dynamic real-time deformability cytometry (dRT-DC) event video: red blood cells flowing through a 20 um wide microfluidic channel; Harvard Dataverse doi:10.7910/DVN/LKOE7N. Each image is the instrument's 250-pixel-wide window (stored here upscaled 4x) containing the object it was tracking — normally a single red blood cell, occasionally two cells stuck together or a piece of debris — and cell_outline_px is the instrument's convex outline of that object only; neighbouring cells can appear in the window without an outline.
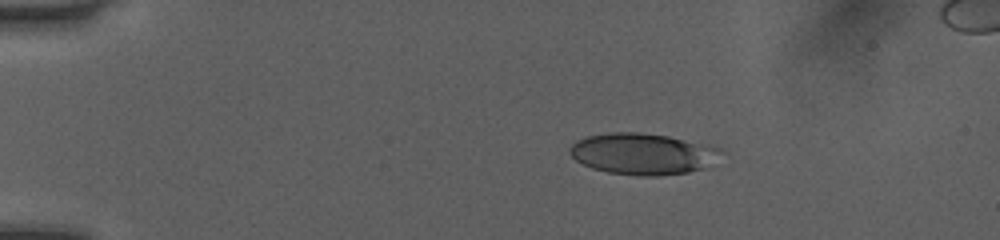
{"species": "human", "species_latin": "Homo sapiens", "temperature_condition": "room temperature", "stored_images_in_passage": 38, "camera_frame_rate_fps": 3000, "um_per_image_px": 0.085, "donor": {"sex": "female"}, "frame": {"image": 1, "passage_image": 1, "time_ms": 0.0, "image_size_px": [1000, 240], "cell_outline_px": [[728, 152], [700, 168], [688, 172], [660, 176], [640, 176], [608, 172], [592, 168], [576, 160], [568, 152], [568, 148], [576, 140], [588, 136], [608, 132], [640, 132], [668, 136], [724, 148]], "centroid_in_image_um": [54.64, 13.06], "position_along_channel_um": 30.4, "area_um2": 36.53}}
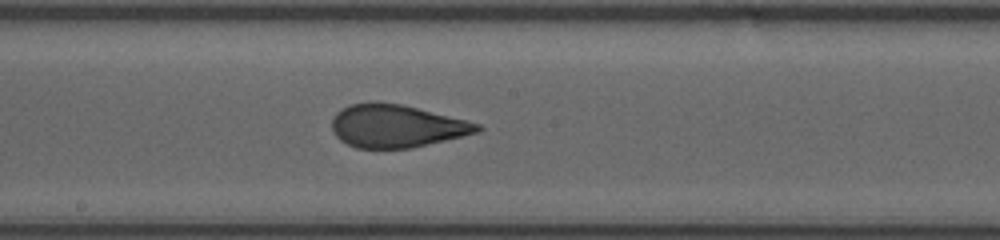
{"frame": {"image": 2, "passage_image": 20, "time_ms": 6.333, "image_size_px": [1000, 240], "cell_outline_px": [[484, 128], [480, 132], [412, 148], [356, 148], [340, 140], [332, 132], [332, 120], [336, 112], [352, 104], [400, 104], [480, 124]], "centroid_in_image_um": [33.71, 10.75], "position_along_channel_um": 214.5, "area_um2": 35.49}}
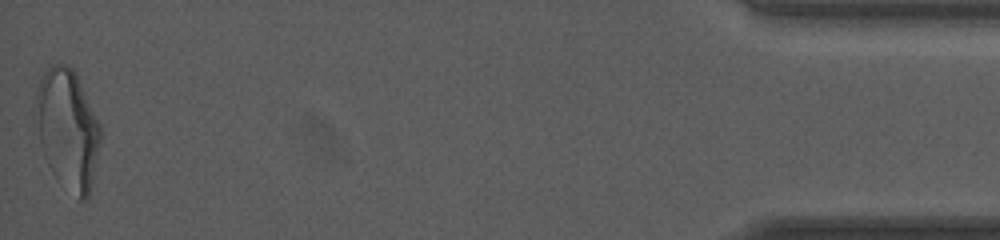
{"frame": {"image": 3, "passage_image": 38, "time_ms": 12.333, "image_size_px": [1000, 240], "cell_outline_px": [[100, 140], [88, 196], [84, 200], [80, 200], [44, 156], [40, 144], [36, 96], [36, 92], [40, 80], [44, 72], [52, 64], [64, 64], [72, 68], [76, 72], [100, 124]], "centroid_in_image_um": [5.77, 10.84], "position_along_channel_um": 429.4, "area_um2": 43.18}, "authors_computed_cell_mechanics": {"area_um2": 36.4429, "velocity_mm_per_s": 4.0815, "shape_relaxation_time_tau1_ms": 6.0748, "shape_relaxation_time_tau2_ms": 0.7562, "deformation_change_tau1": 0.2142, "deformation_change_tau2": 0.0805}}